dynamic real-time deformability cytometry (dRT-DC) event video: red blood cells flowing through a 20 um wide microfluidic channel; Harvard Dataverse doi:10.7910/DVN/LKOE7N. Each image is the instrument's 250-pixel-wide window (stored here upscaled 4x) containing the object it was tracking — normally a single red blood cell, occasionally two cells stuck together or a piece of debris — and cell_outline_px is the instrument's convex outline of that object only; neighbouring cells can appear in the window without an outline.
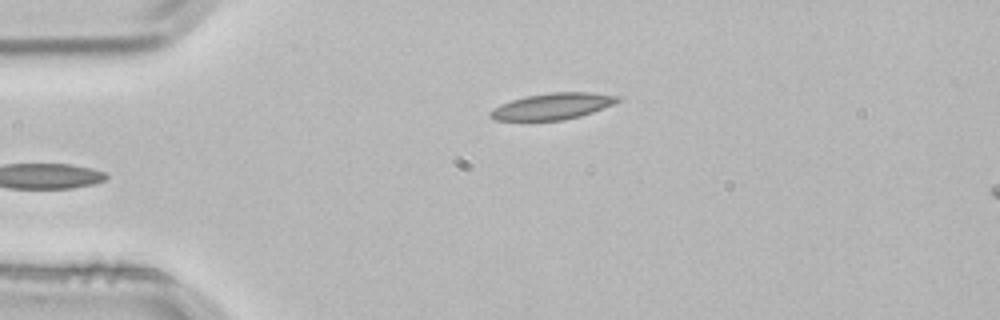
{"species": "common noctule bat (a hibernating species)", "species_latin": "Nyctalus noctula", "temperature_condition": "room temperature", "stored_images_in_passage": 4, "camera_frame_rate_fps": 3000, "um_per_image_px": 0.085, "animal": {"sex": "male", "body_mass_g": 21.5, "forearm_length_mm": 52.0}, "frame": {"image": 1, "passage_image": 4, "time_ms": 1.0, "image_size_px": [1000, 320], "cell_outline_px": [[620, 100], [612, 104], [592, 112], [580, 116], [564, 120], [496, 120], [488, 116], [488, 112], [492, 108], [500, 104], [512, 100], [528, 96], [552, 92], [588, 92], [620, 96]], "centroid_in_image_um": [46.93, 9.03], "position_along_channel_um": 38.1, "area_um2": 19.36}}